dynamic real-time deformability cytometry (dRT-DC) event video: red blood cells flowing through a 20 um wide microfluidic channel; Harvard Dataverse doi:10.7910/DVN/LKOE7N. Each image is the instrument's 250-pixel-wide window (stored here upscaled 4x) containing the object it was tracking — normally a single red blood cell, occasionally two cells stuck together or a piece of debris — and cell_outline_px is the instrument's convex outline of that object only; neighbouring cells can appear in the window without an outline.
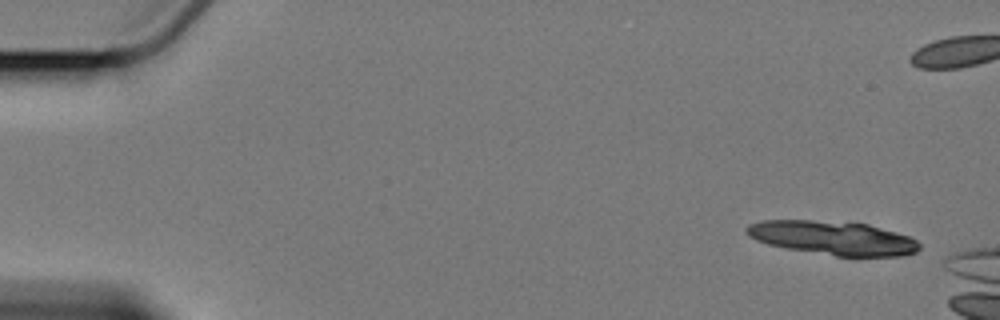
{"species": "Egyptian fruit bat (a non-hibernating species)", "species_latin": "Rousettus aegyptiacus", "temperature_condition": "cold", "stored_images_in_passage": 3, "camera_frame_rate_fps": 3000, "um_per_image_px": 0.085, "animal": {"sex": "female"}, "frame": {"image": 1, "passage_image": 1, "time_ms": 0.0, "image_size_px": [1000, 320], "cell_outline_px": [[920, 248], [916, 252], [900, 256], [836, 256], [788, 248], [768, 244], [756, 240], [748, 236], [744, 232], [744, 228], [748, 224], [764, 220], [812, 220], [868, 224], [896, 232], [908, 236], [916, 240], [920, 244]], "centroid_in_image_um": [70.77, 20.22], "position_along_channel_um": 14.2, "area_um2": 33.93}}